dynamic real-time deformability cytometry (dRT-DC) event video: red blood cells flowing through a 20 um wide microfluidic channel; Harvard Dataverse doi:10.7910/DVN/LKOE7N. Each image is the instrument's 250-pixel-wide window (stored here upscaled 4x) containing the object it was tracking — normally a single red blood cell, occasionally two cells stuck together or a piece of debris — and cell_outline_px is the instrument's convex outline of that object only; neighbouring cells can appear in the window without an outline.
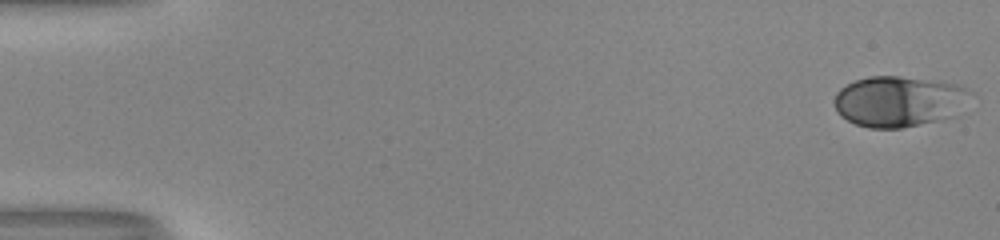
{"species": "human", "species_latin": "Homo sapiens", "temperature_condition": "room temperature", "stored_images_in_passage": 42, "camera_frame_rate_fps": 3000, "um_per_image_px": 0.085, "donor": {"sex": "male"}, "frame": {"image": 1, "passage_image": 1, "time_ms": 0.0, "image_size_px": [1000, 240], "cell_outline_px": [[972, 92], [956, 116], [900, 128], [868, 128], [856, 124], [840, 116], [832, 100], [836, 92], [840, 88], [856, 80], [868, 76], [900, 76], [940, 80], [956, 84]], "centroid_in_image_um": [76.38, 8.6], "position_along_channel_um": 8.6, "area_um2": 40.4}}
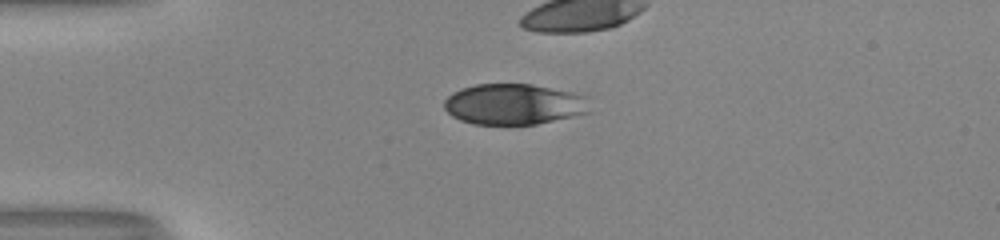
{"frame": {"image": 2, "passage_image": 14, "time_ms": 4.333, "image_size_px": [1000, 240], "cell_outline_px": [[592, 112], [536, 124], [472, 124], [460, 120], [452, 116], [444, 108], [444, 100], [452, 92], [460, 88], [476, 84], [532, 84], [572, 92], [588, 96]], "centroid_in_image_um": [43.71, 8.85], "position_along_channel_um": 41.3, "area_um2": 34.97}}
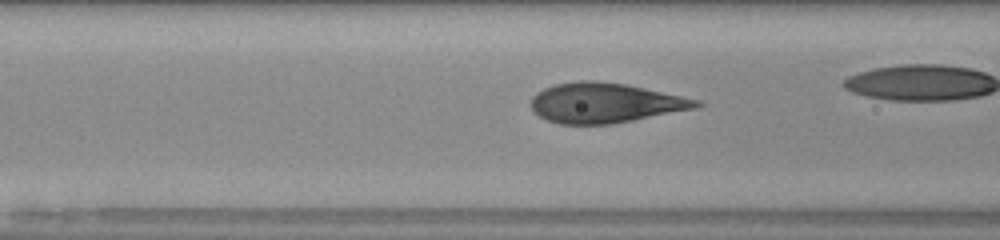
{"frame": {"image": 3, "passage_image": 22, "time_ms": 7.0, "image_size_px": [1000, 240], "cell_outline_px": [[704, 104], [696, 108], [612, 124], [560, 124], [548, 120], [540, 116], [532, 108], [532, 96], [536, 92], [544, 88], [556, 84], [580, 80], [596, 80], [624, 84], [644, 88], [700, 100]], "centroid_in_image_um": [51.43, 8.74], "position_along_channel_um": 115.2, "area_um2": 38.15}}